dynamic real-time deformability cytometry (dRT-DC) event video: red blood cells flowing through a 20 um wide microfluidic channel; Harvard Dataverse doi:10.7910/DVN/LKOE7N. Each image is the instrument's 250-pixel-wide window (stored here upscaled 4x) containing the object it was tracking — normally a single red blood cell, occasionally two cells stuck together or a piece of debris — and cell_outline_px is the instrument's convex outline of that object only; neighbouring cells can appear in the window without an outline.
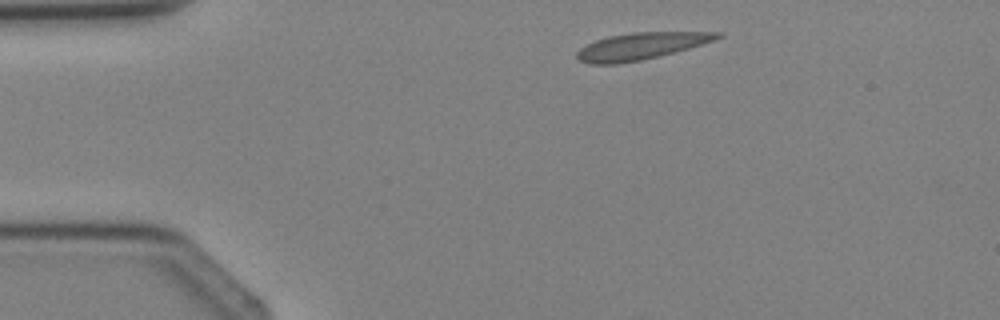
{"species": "Egyptian fruit bat (a non-hibernating species)", "species_latin": "Rousettus aegyptiacus", "temperature_condition": "cold", "stored_images_in_passage": 2, "camera_frame_rate_fps": 3000, "um_per_image_px": 0.085, "animal": {"sex": "female"}, "frame": {"image": 1, "passage_image": 2, "time_ms": 1.333, "image_size_px": [1000, 320], "cell_outline_px": [[724, 36], [688, 48], [640, 60], [616, 64], [588, 64], [580, 60], [576, 56], [576, 52], [580, 48], [596, 40], [608, 36], [632, 32], [720, 32]], "centroid_in_image_um": [54.42, 3.91], "position_along_channel_um": 30.6, "area_um2": 21.56}}